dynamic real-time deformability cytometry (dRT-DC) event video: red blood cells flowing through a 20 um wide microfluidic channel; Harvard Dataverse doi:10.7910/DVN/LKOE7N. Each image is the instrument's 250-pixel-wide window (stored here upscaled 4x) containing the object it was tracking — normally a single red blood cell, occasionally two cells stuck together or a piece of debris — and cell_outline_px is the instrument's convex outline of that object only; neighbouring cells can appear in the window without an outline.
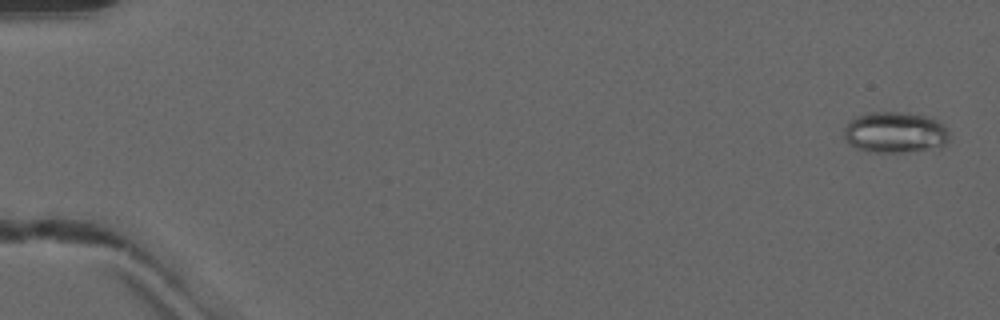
{"species": "common noctule bat (a hibernating species)", "species_latin": "Nyctalus noctula", "temperature_condition": "warm", "stored_images_in_passage": 52, "camera_frame_rate_fps": 3000, "um_per_image_px": 0.085, "animal": {"sex": "male", "forearm_length_mm": 52.5}, "frame": {"image": 1, "passage_image": 2, "time_ms": 0.333, "image_size_px": [1000, 320], "cell_outline_px": [[948, 140], [940, 148], [904, 152], [868, 152], [856, 148], [848, 144], [844, 136], [844, 128], [856, 116], [868, 112], [908, 112], [928, 116], [944, 124], [948, 132]], "centroid_in_image_um": [76.09, 11.25], "position_along_channel_um": 8.9, "area_um2": 25.49}}
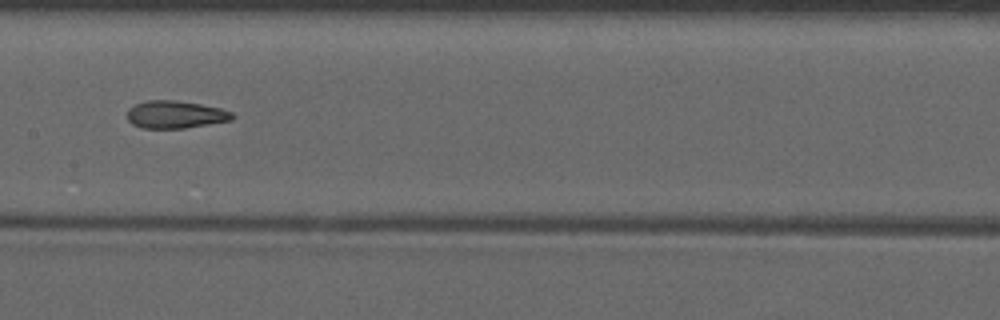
{"frame": {"image": 2, "passage_image": 27, "time_ms": 8.667, "image_size_px": [1000, 320], "cell_outline_px": [[236, 116], [232, 120], [184, 128], [140, 128], [132, 124], [128, 120], [128, 108], [144, 100], [172, 100], [200, 104], [220, 108], [232, 112]], "centroid_in_image_um": [14.9, 9.73], "position_along_channel_um": 192.5, "area_um2": 16.88}}
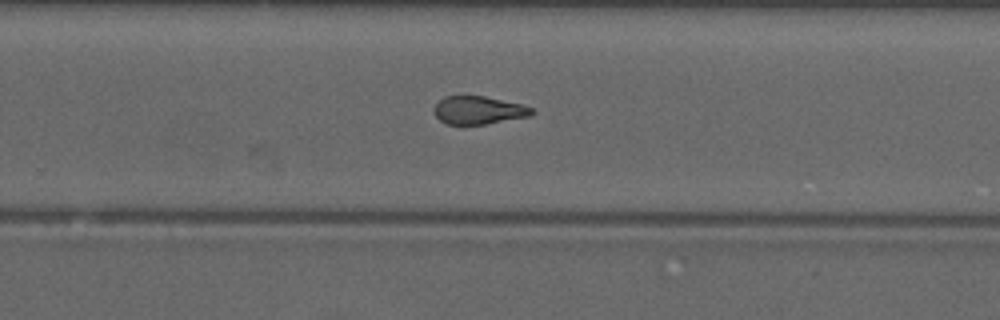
{"frame": {"image": 3, "passage_image": 34, "time_ms": 11.0, "image_size_px": [1000, 320], "cell_outline_px": [[536, 112], [532, 116], [484, 124], [448, 124], [440, 120], [436, 116], [436, 104], [444, 96], [484, 96], [520, 104], [532, 108]], "centroid_in_image_um": [40.72, 9.37], "position_along_channel_um": 289.1, "area_um2": 15.72}}